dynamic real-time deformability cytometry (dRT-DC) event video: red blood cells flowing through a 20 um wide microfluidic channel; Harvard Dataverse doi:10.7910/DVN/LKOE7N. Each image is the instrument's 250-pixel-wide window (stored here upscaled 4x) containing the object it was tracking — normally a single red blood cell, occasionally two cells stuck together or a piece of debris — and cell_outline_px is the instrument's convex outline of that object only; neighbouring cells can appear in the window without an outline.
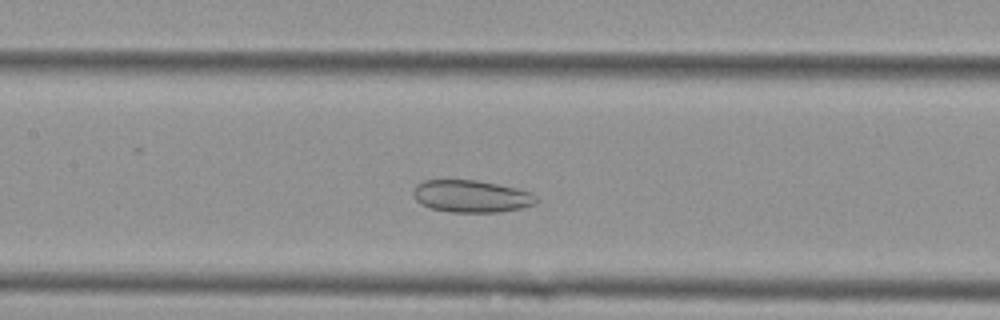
{"species": "Egyptian fruit bat (a non-hibernating species)", "species_latin": "Rousettus aegyptiacus", "temperature_condition": "cold", "stored_images_in_passage": 40, "camera_frame_rate_fps": 3000, "um_per_image_px": 0.085, "animal": {"sex": "female"}, "frame": {"image": 1, "passage_image": 16, "time_ms": 5.0, "image_size_px": [1000, 320], "cell_outline_px": [[540, 200], [536, 204], [520, 208], [500, 212], [452, 212], [432, 208], [420, 204], [416, 200], [412, 192], [416, 184], [424, 180], [476, 180], [516, 188], [532, 192]], "centroid_in_image_um": [40.08, 16.68], "position_along_channel_um": 167.3, "area_um2": 23.18}}
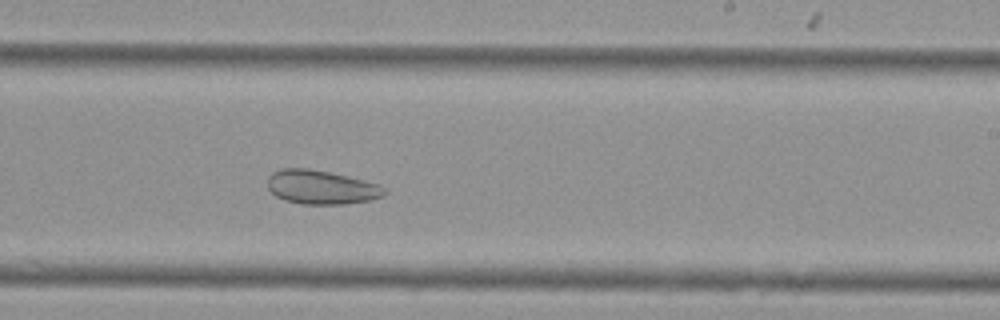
{"frame": {"image": 2, "passage_image": 24, "time_ms": 7.667, "image_size_px": [1000, 320], "cell_outline_px": [[388, 192], [384, 196], [368, 200], [344, 204], [304, 204], [284, 200], [276, 196], [268, 188], [268, 176], [272, 172], [284, 168], [308, 168], [328, 172], [376, 184], [384, 188]], "centroid_in_image_um": [27.26, 15.92], "position_along_channel_um": 261.7, "area_um2": 22.77}}
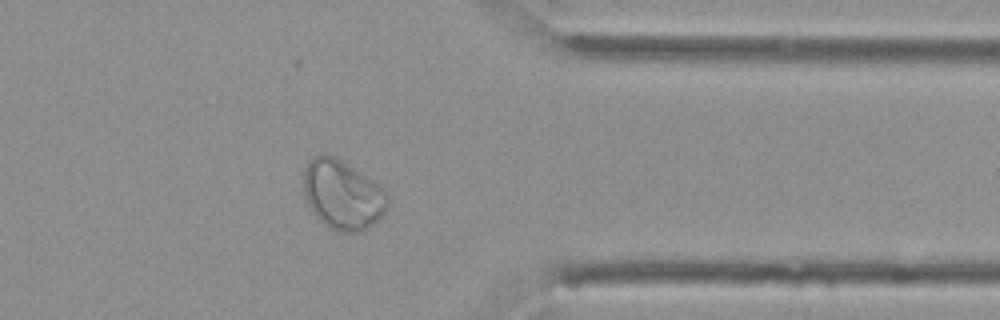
{"frame": {"image": 3, "passage_image": 35, "time_ms": 11.333, "image_size_px": [1000, 320], "cell_outline_px": [[388, 204], [384, 212], [368, 228], [360, 232], [340, 232], [324, 224], [312, 212], [304, 196], [304, 168], [308, 160], [312, 156], [324, 152], [340, 160], [376, 184], [388, 196]], "centroid_in_image_um": [29.06, 16.56], "position_along_channel_um": 382.3, "area_um2": 33.41}}